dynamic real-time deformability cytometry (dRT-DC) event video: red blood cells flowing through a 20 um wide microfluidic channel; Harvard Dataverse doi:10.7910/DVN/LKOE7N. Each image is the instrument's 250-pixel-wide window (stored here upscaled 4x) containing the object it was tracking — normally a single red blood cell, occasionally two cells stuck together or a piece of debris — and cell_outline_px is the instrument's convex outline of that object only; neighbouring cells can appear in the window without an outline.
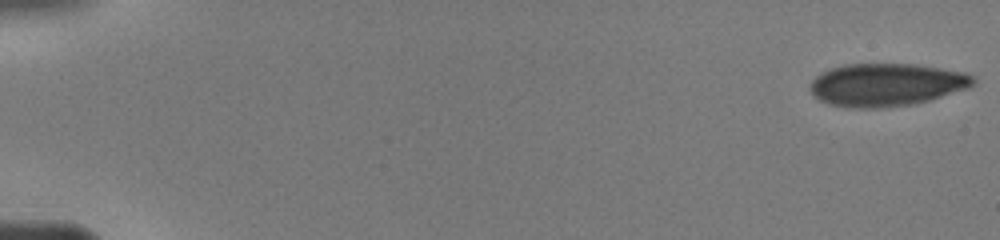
{"species": "human", "species_latin": "Homo sapiens", "temperature_condition": "warm", "stored_images_in_passage": 34, "camera_frame_rate_fps": 3000, "um_per_image_px": 0.085, "donor": {"sex": "male"}, "frame": {"image": 1, "passage_image": 1, "time_ms": 0.0, "image_size_px": [1000, 240], "cell_outline_px": [[976, 84], [968, 88], [928, 100], [912, 104], [872, 108], [856, 108], [832, 104], [820, 100], [808, 88], [808, 84], [816, 76], [828, 68], [844, 64], [916, 64], [968, 72], [976, 80]], "centroid_in_image_um": [75.36, 7.18], "position_along_channel_um": 9.6, "area_um2": 40.69}}
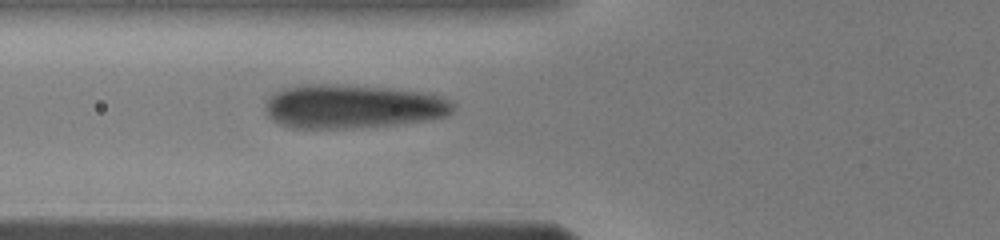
{"frame": {"image": 2, "passage_image": 24, "time_ms": 6.333, "image_size_px": [1000, 240], "cell_outline_px": [[452, 108], [444, 116], [420, 120], [388, 124], [336, 128], [292, 128], [280, 124], [268, 116], [264, 108], [268, 100], [276, 92], [288, 88], [376, 88], [416, 92], [440, 96], [448, 100], [452, 104]], "centroid_in_image_um": [29.92, 9.11], "position_along_channel_um": 95.9, "area_um2": 44.51}}
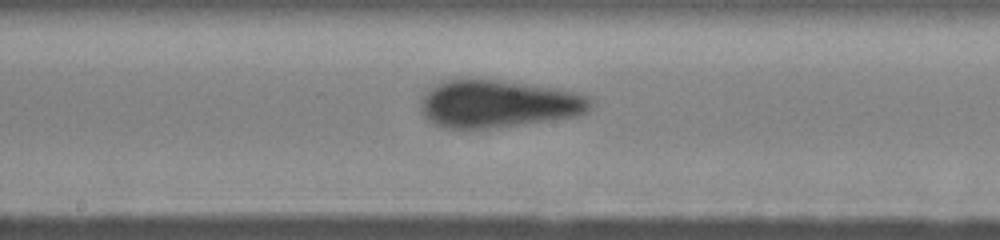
{"frame": {"image": 3, "passage_image": 34, "time_ms": 9.0, "image_size_px": [1000, 240], "cell_outline_px": [[592, 104], [584, 112], [576, 116], [516, 124], [476, 128], [452, 128], [436, 124], [424, 116], [420, 108], [420, 104], [424, 96], [432, 88], [440, 84], [452, 80], [496, 80], [548, 88], [572, 92], [588, 96], [592, 100]], "centroid_in_image_um": [42.33, 8.83], "position_along_channel_um": 205.9, "area_um2": 45.08}}